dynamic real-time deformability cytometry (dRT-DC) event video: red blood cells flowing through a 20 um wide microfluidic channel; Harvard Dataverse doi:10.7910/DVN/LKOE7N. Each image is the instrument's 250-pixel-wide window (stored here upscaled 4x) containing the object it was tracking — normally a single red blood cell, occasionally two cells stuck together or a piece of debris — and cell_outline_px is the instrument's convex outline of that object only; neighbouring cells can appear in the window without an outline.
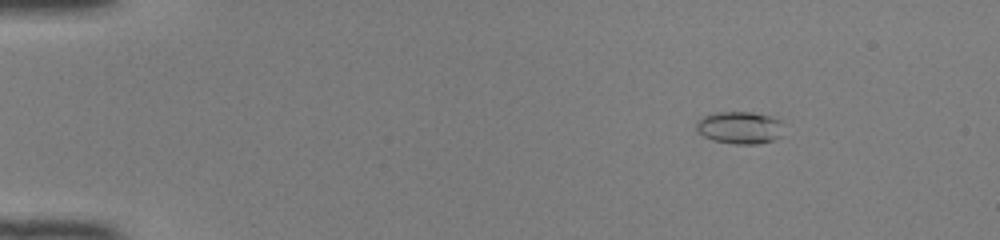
{"species": "common noctule bat (a hibernating species)", "species_latin": "Nyctalus noctula", "temperature_condition": "room temperature", "stored_images_in_passage": 50, "camera_frame_rate_fps": 3000, "um_per_image_px": 0.085, "animal": {"sex": "female", "body_mass_g": 22.0, "forearm_length_mm": 56.7}, "frame": {"image": 1, "passage_image": 8, "time_ms": 2.333, "image_size_px": [1000, 240], "cell_outline_px": [[780, 136], [772, 140], [756, 144], [736, 144], [712, 140], [704, 136], [696, 128], [696, 124], [704, 116], [716, 112], [752, 112], [768, 116], [776, 120]], "centroid_in_image_um": [62.79, 10.85], "position_along_channel_um": 22.2, "area_um2": 15.78}}
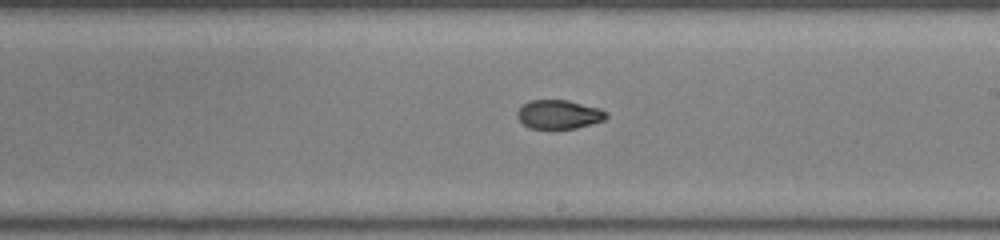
{"frame": {"image": 2, "passage_image": 31, "time_ms": 10.0, "image_size_px": [1000, 240], "cell_outline_px": [[608, 116], [604, 120], [592, 124], [576, 128], [552, 132], [528, 128], [516, 116], [516, 112], [528, 100], [568, 100], [600, 108], [608, 112]], "centroid_in_image_um": [47.5, 9.77], "position_along_channel_um": 241.5, "area_um2": 15.72}}
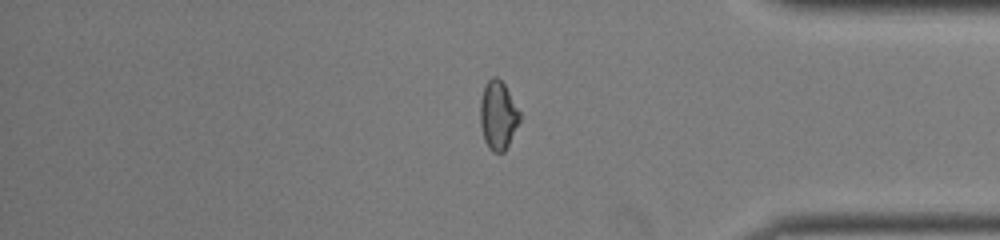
{"frame": {"image": 3, "passage_image": 43, "time_ms": 14.0, "image_size_px": [1000, 240], "cell_outline_px": [[520, 120], [504, 152], [492, 152], [488, 148], [484, 140], [480, 124], [480, 100], [484, 84], [492, 76], [496, 76], [504, 84], [520, 112]], "centroid_in_image_um": [42.3, 9.79], "position_along_channel_um": 392.9, "area_um2": 15.78}, "authors_computed_cell_mechanics": {"area_um2": 15.8661, "velocity_mm_per_s": 4.1812, "shape_relaxation_time_tau1_ms": 7.6985, "shape_relaxation_time_tau2_ms": 2.0451, "deformation_change_tau1": 0.24, "deformation_change_tau2": 0.0582}}